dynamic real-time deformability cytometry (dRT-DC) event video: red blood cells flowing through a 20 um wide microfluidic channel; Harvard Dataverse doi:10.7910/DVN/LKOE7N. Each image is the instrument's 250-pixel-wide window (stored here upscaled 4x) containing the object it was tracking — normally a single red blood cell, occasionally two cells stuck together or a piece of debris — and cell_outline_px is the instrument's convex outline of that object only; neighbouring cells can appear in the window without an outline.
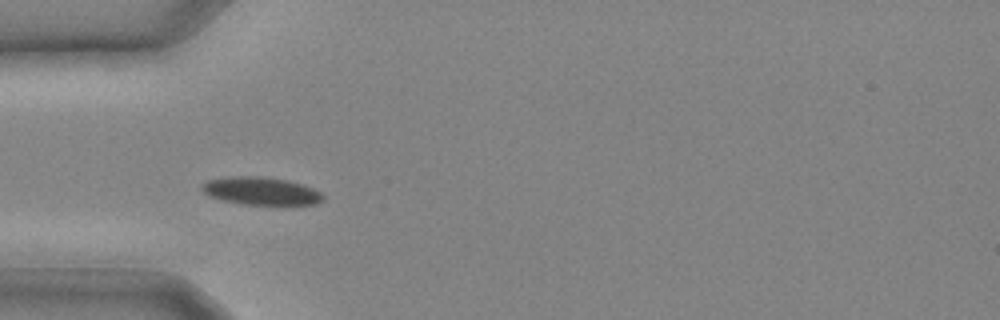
{"species": "common noctule bat (a hibernating species)", "species_latin": "Nyctalus noctula", "temperature_condition": "cold", "stored_images_in_passage": 19, "camera_frame_rate_fps": 3000, "um_per_image_px": 0.085, "animal": {"sex": "male", "body_mass_g": 20.4}, "frame": {"image": 1, "passage_image": 1, "time_ms": 0.0, "image_size_px": [1000, 320], "cell_outline_px": [[324, 200], [316, 204], [244, 204], [224, 200], [208, 196], [204, 192], [204, 184], [208, 180], [232, 176], [260, 176], [288, 180], [312, 188], [320, 192], [324, 196]], "centroid_in_image_um": [22.22, 16.23], "position_along_channel_um": 62.8, "area_um2": 19.25}}
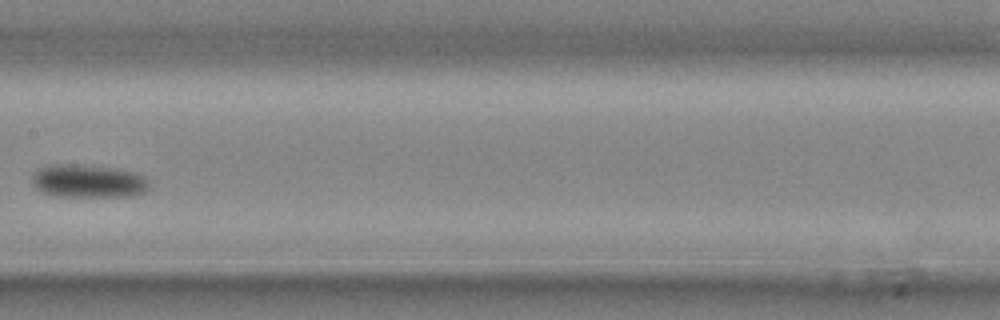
{"frame": {"image": 2, "passage_image": 7, "time_ms": 2.0, "image_size_px": [1000, 320], "cell_outline_px": [[148, 188], [144, 192], [128, 196], [56, 196], [44, 192], [36, 188], [32, 184], [32, 176], [40, 168], [48, 164], [76, 164], [112, 168], [132, 172], [144, 176], [148, 180]], "centroid_in_image_um": [7.47, 15.39], "position_along_channel_um": 199.9, "area_um2": 22.37}}
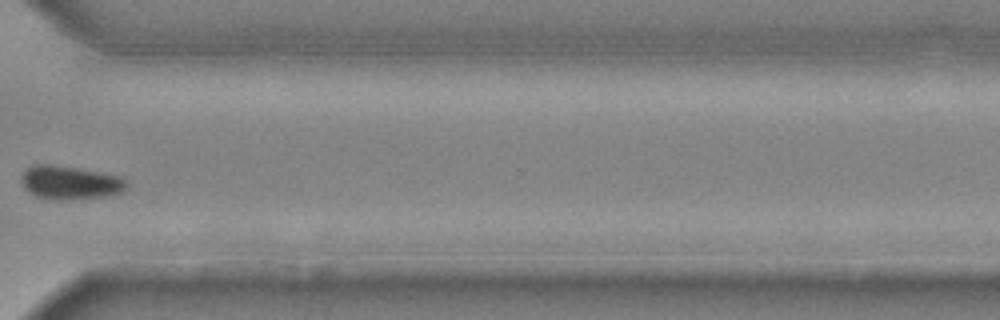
{"frame": {"image": 3, "passage_image": 14, "time_ms": 4.333, "image_size_px": [1000, 320], "cell_outline_px": [[128, 188], [120, 192], [108, 196], [64, 200], [56, 200], [36, 196], [28, 192], [24, 188], [24, 172], [32, 164], [52, 164], [124, 176], [128, 180]], "centroid_in_image_um": [6.03, 15.52], "position_along_channel_um": 364.6, "area_um2": 20.63}}